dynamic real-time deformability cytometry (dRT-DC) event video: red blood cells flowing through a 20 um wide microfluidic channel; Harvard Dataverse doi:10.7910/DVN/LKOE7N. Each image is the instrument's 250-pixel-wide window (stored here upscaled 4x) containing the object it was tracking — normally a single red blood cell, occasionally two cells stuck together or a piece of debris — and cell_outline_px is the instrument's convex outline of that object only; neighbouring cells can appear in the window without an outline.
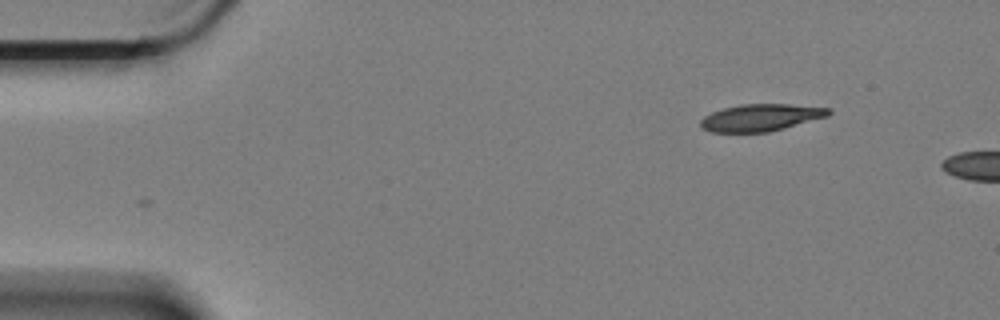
{"species": "Egyptian fruit bat (a non-hibernating species)", "species_latin": "Rousettus aegyptiacus", "temperature_condition": "cold", "stored_images_in_passage": 2, "camera_frame_rate_fps": 3000, "um_per_image_px": 0.085, "animal": {"sex": "female"}, "frame": {"image": 1, "passage_image": 1, "time_ms": 0.0, "image_size_px": [1000, 320], "cell_outline_px": [[832, 112], [828, 116], [784, 128], [768, 132], [712, 132], [704, 128], [700, 124], [700, 120], [704, 116], [712, 112], [724, 108], [744, 104], [788, 104], [828, 108]], "centroid_in_image_um": [64.67, 9.99], "position_along_channel_um": 20.3, "area_um2": 19.94}}